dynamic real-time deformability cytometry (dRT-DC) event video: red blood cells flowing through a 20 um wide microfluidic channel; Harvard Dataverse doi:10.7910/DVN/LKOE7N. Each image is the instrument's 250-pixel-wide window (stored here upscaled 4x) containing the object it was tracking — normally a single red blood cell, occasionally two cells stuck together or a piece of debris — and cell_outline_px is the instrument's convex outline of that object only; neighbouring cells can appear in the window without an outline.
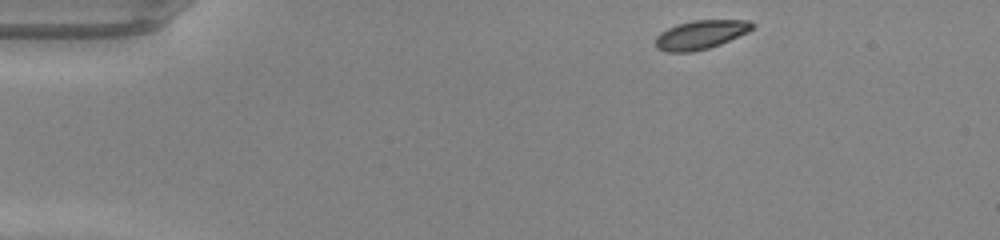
{"species": "common noctule bat (a hibernating species)", "species_latin": "Nyctalus noctula", "temperature_condition": "warm", "stored_images_in_passage": 42, "camera_frame_rate_fps": 3000, "um_per_image_px": 0.085, "animal": {"sex": "male", "body_mass_g": 20.0, "forearm_length_mm": 53.3}, "frame": {"image": 1, "passage_image": 1, "time_ms": 0.0, "image_size_px": [1000, 240], "cell_outline_px": [[756, 24], [748, 32], [720, 44], [708, 48], [692, 52], [664, 52], [656, 48], [656, 36], [660, 32], [676, 24], [692, 20], [752, 20]], "centroid_in_image_um": [59.55, 2.94], "position_along_channel_um": 25.4, "area_um2": 16.42}}
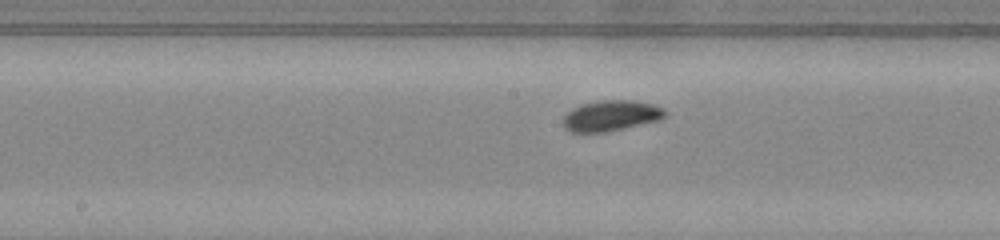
{"frame": {"image": 2, "passage_image": 19, "time_ms": 6.0, "image_size_px": [1000, 240], "cell_outline_px": [[668, 116], [660, 120], [608, 132], [572, 132], [564, 128], [564, 116], [572, 108], [580, 104], [600, 100], [632, 100], [656, 104], [664, 108], [668, 112]], "centroid_in_image_um": [52.0, 9.82], "position_along_channel_um": 196.2, "area_um2": 18.55}}
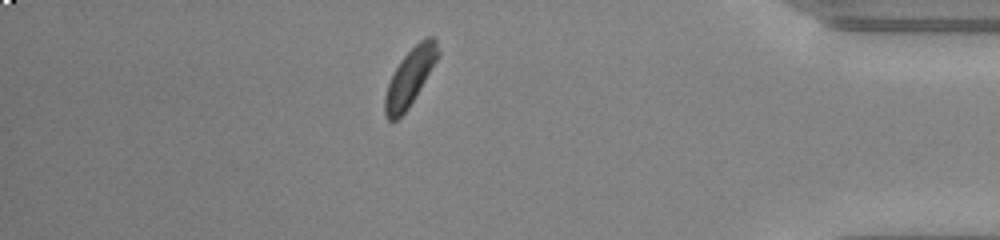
{"frame": {"image": 3, "passage_image": 36, "time_ms": 11.667, "image_size_px": [1000, 240], "cell_outline_px": [[440, 56], [408, 108], [396, 120], [388, 120], [384, 116], [384, 96], [388, 84], [400, 60], [424, 36], [432, 36], [436, 40], [440, 52]], "centroid_in_image_um": [34.86, 6.54], "position_along_channel_um": 400.3, "area_um2": 17.51}, "authors_computed_cell_mechanics": {"area_um2": 17.1955, "velocity_mm_per_s": 4.2212, "shape_relaxation_time_tau1_ms": 6.567, "shape_relaxation_time_tau2_ms": null, "deformation_change_tau1": 0.1807, "deformation_change_tau2": null}}